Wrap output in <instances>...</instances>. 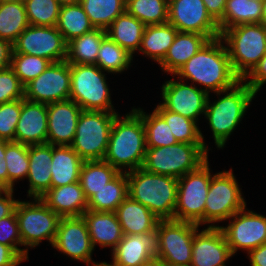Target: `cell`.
I'll return each instance as SVG.
<instances>
[{
    "mask_svg": "<svg viewBox=\"0 0 266 266\" xmlns=\"http://www.w3.org/2000/svg\"><path fill=\"white\" fill-rule=\"evenodd\" d=\"M223 43L220 36L210 39L174 75L203 85L208 94L231 89L241 79L234 73Z\"/></svg>",
    "mask_w": 266,
    "mask_h": 266,
    "instance_id": "obj_1",
    "label": "cell"
},
{
    "mask_svg": "<svg viewBox=\"0 0 266 266\" xmlns=\"http://www.w3.org/2000/svg\"><path fill=\"white\" fill-rule=\"evenodd\" d=\"M146 133L142 115L135 109L124 118L118 114L112 124L103 161L119 172L141 168L146 153Z\"/></svg>",
    "mask_w": 266,
    "mask_h": 266,
    "instance_id": "obj_2",
    "label": "cell"
},
{
    "mask_svg": "<svg viewBox=\"0 0 266 266\" xmlns=\"http://www.w3.org/2000/svg\"><path fill=\"white\" fill-rule=\"evenodd\" d=\"M128 196L147 207L160 220L174 219L178 179L150 173L143 168L126 171Z\"/></svg>",
    "mask_w": 266,
    "mask_h": 266,
    "instance_id": "obj_3",
    "label": "cell"
},
{
    "mask_svg": "<svg viewBox=\"0 0 266 266\" xmlns=\"http://www.w3.org/2000/svg\"><path fill=\"white\" fill-rule=\"evenodd\" d=\"M221 94L224 96L214 101L213 104L209 102L208 96L204 112L213 132L217 148L224 147L228 137L240 123L250 102L256 95L243 80L231 89L217 92V95L220 96Z\"/></svg>",
    "mask_w": 266,
    "mask_h": 266,
    "instance_id": "obj_4",
    "label": "cell"
},
{
    "mask_svg": "<svg viewBox=\"0 0 266 266\" xmlns=\"http://www.w3.org/2000/svg\"><path fill=\"white\" fill-rule=\"evenodd\" d=\"M234 73L243 80L266 54V27L241 24L221 32Z\"/></svg>",
    "mask_w": 266,
    "mask_h": 266,
    "instance_id": "obj_5",
    "label": "cell"
},
{
    "mask_svg": "<svg viewBox=\"0 0 266 266\" xmlns=\"http://www.w3.org/2000/svg\"><path fill=\"white\" fill-rule=\"evenodd\" d=\"M207 151L203 144L182 142L170 146L147 147L141 168L150 173L179 179L205 163L208 160Z\"/></svg>",
    "mask_w": 266,
    "mask_h": 266,
    "instance_id": "obj_6",
    "label": "cell"
},
{
    "mask_svg": "<svg viewBox=\"0 0 266 266\" xmlns=\"http://www.w3.org/2000/svg\"><path fill=\"white\" fill-rule=\"evenodd\" d=\"M97 65L70 64V98L84 111L115 112L106 77Z\"/></svg>",
    "mask_w": 266,
    "mask_h": 266,
    "instance_id": "obj_7",
    "label": "cell"
},
{
    "mask_svg": "<svg viewBox=\"0 0 266 266\" xmlns=\"http://www.w3.org/2000/svg\"><path fill=\"white\" fill-rule=\"evenodd\" d=\"M117 115L118 112L82 110L75 137L70 146L83 161L103 160L111 127Z\"/></svg>",
    "mask_w": 266,
    "mask_h": 266,
    "instance_id": "obj_8",
    "label": "cell"
},
{
    "mask_svg": "<svg viewBox=\"0 0 266 266\" xmlns=\"http://www.w3.org/2000/svg\"><path fill=\"white\" fill-rule=\"evenodd\" d=\"M198 227L187 221L159 220L156 259L166 266L191 265L193 238Z\"/></svg>",
    "mask_w": 266,
    "mask_h": 266,
    "instance_id": "obj_9",
    "label": "cell"
},
{
    "mask_svg": "<svg viewBox=\"0 0 266 266\" xmlns=\"http://www.w3.org/2000/svg\"><path fill=\"white\" fill-rule=\"evenodd\" d=\"M212 175L208 160L198 169L178 179L177 204L174 220L204 224L206 198Z\"/></svg>",
    "mask_w": 266,
    "mask_h": 266,
    "instance_id": "obj_10",
    "label": "cell"
},
{
    "mask_svg": "<svg viewBox=\"0 0 266 266\" xmlns=\"http://www.w3.org/2000/svg\"><path fill=\"white\" fill-rule=\"evenodd\" d=\"M15 213L22 245L34 248L44 239L53 245L61 217L41 198H34V202L18 201Z\"/></svg>",
    "mask_w": 266,
    "mask_h": 266,
    "instance_id": "obj_11",
    "label": "cell"
},
{
    "mask_svg": "<svg viewBox=\"0 0 266 266\" xmlns=\"http://www.w3.org/2000/svg\"><path fill=\"white\" fill-rule=\"evenodd\" d=\"M243 208L246 202L232 169L213 175L206 198L204 225L230 219Z\"/></svg>",
    "mask_w": 266,
    "mask_h": 266,
    "instance_id": "obj_12",
    "label": "cell"
},
{
    "mask_svg": "<svg viewBox=\"0 0 266 266\" xmlns=\"http://www.w3.org/2000/svg\"><path fill=\"white\" fill-rule=\"evenodd\" d=\"M13 53L43 57L51 63L66 61L67 43L56 26L29 25L13 44Z\"/></svg>",
    "mask_w": 266,
    "mask_h": 266,
    "instance_id": "obj_13",
    "label": "cell"
},
{
    "mask_svg": "<svg viewBox=\"0 0 266 266\" xmlns=\"http://www.w3.org/2000/svg\"><path fill=\"white\" fill-rule=\"evenodd\" d=\"M70 63H50L46 70L24 86V99L50 104L70 98Z\"/></svg>",
    "mask_w": 266,
    "mask_h": 266,
    "instance_id": "obj_14",
    "label": "cell"
},
{
    "mask_svg": "<svg viewBox=\"0 0 266 266\" xmlns=\"http://www.w3.org/2000/svg\"><path fill=\"white\" fill-rule=\"evenodd\" d=\"M168 23L180 32L220 36L218 23L207 12L203 0H169Z\"/></svg>",
    "mask_w": 266,
    "mask_h": 266,
    "instance_id": "obj_15",
    "label": "cell"
},
{
    "mask_svg": "<svg viewBox=\"0 0 266 266\" xmlns=\"http://www.w3.org/2000/svg\"><path fill=\"white\" fill-rule=\"evenodd\" d=\"M245 210L243 208L232 215L230 219L233 220L227 227L220 226L233 255L238 249L249 252L266 243V217Z\"/></svg>",
    "mask_w": 266,
    "mask_h": 266,
    "instance_id": "obj_16",
    "label": "cell"
},
{
    "mask_svg": "<svg viewBox=\"0 0 266 266\" xmlns=\"http://www.w3.org/2000/svg\"><path fill=\"white\" fill-rule=\"evenodd\" d=\"M209 94L195 85H187L182 80H168L162 85L161 104L165 109L196 121L204 114Z\"/></svg>",
    "mask_w": 266,
    "mask_h": 266,
    "instance_id": "obj_17",
    "label": "cell"
},
{
    "mask_svg": "<svg viewBox=\"0 0 266 266\" xmlns=\"http://www.w3.org/2000/svg\"><path fill=\"white\" fill-rule=\"evenodd\" d=\"M52 247L70 256L71 259L83 261L91 266L94 248L82 216L60 218Z\"/></svg>",
    "mask_w": 266,
    "mask_h": 266,
    "instance_id": "obj_18",
    "label": "cell"
},
{
    "mask_svg": "<svg viewBox=\"0 0 266 266\" xmlns=\"http://www.w3.org/2000/svg\"><path fill=\"white\" fill-rule=\"evenodd\" d=\"M198 231L193 238L191 265L226 266V260L233 254L220 226L211 224L200 233Z\"/></svg>",
    "mask_w": 266,
    "mask_h": 266,
    "instance_id": "obj_19",
    "label": "cell"
},
{
    "mask_svg": "<svg viewBox=\"0 0 266 266\" xmlns=\"http://www.w3.org/2000/svg\"><path fill=\"white\" fill-rule=\"evenodd\" d=\"M82 108L68 99L47 104V143L70 146Z\"/></svg>",
    "mask_w": 266,
    "mask_h": 266,
    "instance_id": "obj_20",
    "label": "cell"
},
{
    "mask_svg": "<svg viewBox=\"0 0 266 266\" xmlns=\"http://www.w3.org/2000/svg\"><path fill=\"white\" fill-rule=\"evenodd\" d=\"M114 266H143L157 255V233L123 235L112 252Z\"/></svg>",
    "mask_w": 266,
    "mask_h": 266,
    "instance_id": "obj_21",
    "label": "cell"
},
{
    "mask_svg": "<svg viewBox=\"0 0 266 266\" xmlns=\"http://www.w3.org/2000/svg\"><path fill=\"white\" fill-rule=\"evenodd\" d=\"M15 142L25 145L47 143V104L22 99Z\"/></svg>",
    "mask_w": 266,
    "mask_h": 266,
    "instance_id": "obj_22",
    "label": "cell"
},
{
    "mask_svg": "<svg viewBox=\"0 0 266 266\" xmlns=\"http://www.w3.org/2000/svg\"><path fill=\"white\" fill-rule=\"evenodd\" d=\"M41 200L60 217H81L88 207V199L79 181L51 187Z\"/></svg>",
    "mask_w": 266,
    "mask_h": 266,
    "instance_id": "obj_23",
    "label": "cell"
},
{
    "mask_svg": "<svg viewBox=\"0 0 266 266\" xmlns=\"http://www.w3.org/2000/svg\"><path fill=\"white\" fill-rule=\"evenodd\" d=\"M28 196L41 198L51 188L52 145H28Z\"/></svg>",
    "mask_w": 266,
    "mask_h": 266,
    "instance_id": "obj_24",
    "label": "cell"
},
{
    "mask_svg": "<svg viewBox=\"0 0 266 266\" xmlns=\"http://www.w3.org/2000/svg\"><path fill=\"white\" fill-rule=\"evenodd\" d=\"M84 218L93 248L98 243L102 248L112 247V251L123 238V231L115 212L86 210Z\"/></svg>",
    "mask_w": 266,
    "mask_h": 266,
    "instance_id": "obj_25",
    "label": "cell"
},
{
    "mask_svg": "<svg viewBox=\"0 0 266 266\" xmlns=\"http://www.w3.org/2000/svg\"><path fill=\"white\" fill-rule=\"evenodd\" d=\"M124 235H139L156 231L159 218L147 207L129 196L115 211Z\"/></svg>",
    "mask_w": 266,
    "mask_h": 266,
    "instance_id": "obj_26",
    "label": "cell"
},
{
    "mask_svg": "<svg viewBox=\"0 0 266 266\" xmlns=\"http://www.w3.org/2000/svg\"><path fill=\"white\" fill-rule=\"evenodd\" d=\"M210 39L206 35L193 32H177L166 56L159 63L164 72L175 74Z\"/></svg>",
    "mask_w": 266,
    "mask_h": 266,
    "instance_id": "obj_27",
    "label": "cell"
},
{
    "mask_svg": "<svg viewBox=\"0 0 266 266\" xmlns=\"http://www.w3.org/2000/svg\"><path fill=\"white\" fill-rule=\"evenodd\" d=\"M83 163L71 146L52 145L51 187L78 182Z\"/></svg>",
    "mask_w": 266,
    "mask_h": 266,
    "instance_id": "obj_28",
    "label": "cell"
},
{
    "mask_svg": "<svg viewBox=\"0 0 266 266\" xmlns=\"http://www.w3.org/2000/svg\"><path fill=\"white\" fill-rule=\"evenodd\" d=\"M146 25L127 11L106 29L107 36L130 54L139 50Z\"/></svg>",
    "mask_w": 266,
    "mask_h": 266,
    "instance_id": "obj_29",
    "label": "cell"
},
{
    "mask_svg": "<svg viewBox=\"0 0 266 266\" xmlns=\"http://www.w3.org/2000/svg\"><path fill=\"white\" fill-rule=\"evenodd\" d=\"M177 32L169 23L148 25L145 27L139 51L160 63L174 42Z\"/></svg>",
    "mask_w": 266,
    "mask_h": 266,
    "instance_id": "obj_30",
    "label": "cell"
},
{
    "mask_svg": "<svg viewBox=\"0 0 266 266\" xmlns=\"http://www.w3.org/2000/svg\"><path fill=\"white\" fill-rule=\"evenodd\" d=\"M128 197L126 170L96 191L88 199L87 210L96 212H115L117 207Z\"/></svg>",
    "mask_w": 266,
    "mask_h": 266,
    "instance_id": "obj_31",
    "label": "cell"
},
{
    "mask_svg": "<svg viewBox=\"0 0 266 266\" xmlns=\"http://www.w3.org/2000/svg\"><path fill=\"white\" fill-rule=\"evenodd\" d=\"M106 36V30L95 28L69 41L66 61L70 64L96 65L101 42Z\"/></svg>",
    "mask_w": 266,
    "mask_h": 266,
    "instance_id": "obj_32",
    "label": "cell"
},
{
    "mask_svg": "<svg viewBox=\"0 0 266 266\" xmlns=\"http://www.w3.org/2000/svg\"><path fill=\"white\" fill-rule=\"evenodd\" d=\"M262 2L256 0H227L223 17L217 22L220 33L241 24H259Z\"/></svg>",
    "mask_w": 266,
    "mask_h": 266,
    "instance_id": "obj_33",
    "label": "cell"
},
{
    "mask_svg": "<svg viewBox=\"0 0 266 266\" xmlns=\"http://www.w3.org/2000/svg\"><path fill=\"white\" fill-rule=\"evenodd\" d=\"M29 25L23 1H0V39L13 45Z\"/></svg>",
    "mask_w": 266,
    "mask_h": 266,
    "instance_id": "obj_34",
    "label": "cell"
},
{
    "mask_svg": "<svg viewBox=\"0 0 266 266\" xmlns=\"http://www.w3.org/2000/svg\"><path fill=\"white\" fill-rule=\"evenodd\" d=\"M56 27L66 43L95 29L80 3L61 6Z\"/></svg>",
    "mask_w": 266,
    "mask_h": 266,
    "instance_id": "obj_35",
    "label": "cell"
},
{
    "mask_svg": "<svg viewBox=\"0 0 266 266\" xmlns=\"http://www.w3.org/2000/svg\"><path fill=\"white\" fill-rule=\"evenodd\" d=\"M120 172L111 164L100 161H84L79 182L86 198L89 199L96 191L113 180Z\"/></svg>",
    "mask_w": 266,
    "mask_h": 266,
    "instance_id": "obj_36",
    "label": "cell"
},
{
    "mask_svg": "<svg viewBox=\"0 0 266 266\" xmlns=\"http://www.w3.org/2000/svg\"><path fill=\"white\" fill-rule=\"evenodd\" d=\"M80 4L94 28L104 30L126 11V0H81Z\"/></svg>",
    "mask_w": 266,
    "mask_h": 266,
    "instance_id": "obj_37",
    "label": "cell"
},
{
    "mask_svg": "<svg viewBox=\"0 0 266 266\" xmlns=\"http://www.w3.org/2000/svg\"><path fill=\"white\" fill-rule=\"evenodd\" d=\"M155 110L165 119L177 142L203 144L207 148L196 121L165 109L161 103Z\"/></svg>",
    "mask_w": 266,
    "mask_h": 266,
    "instance_id": "obj_38",
    "label": "cell"
},
{
    "mask_svg": "<svg viewBox=\"0 0 266 266\" xmlns=\"http://www.w3.org/2000/svg\"><path fill=\"white\" fill-rule=\"evenodd\" d=\"M169 0H126V11L148 25L168 23Z\"/></svg>",
    "mask_w": 266,
    "mask_h": 266,
    "instance_id": "obj_39",
    "label": "cell"
},
{
    "mask_svg": "<svg viewBox=\"0 0 266 266\" xmlns=\"http://www.w3.org/2000/svg\"><path fill=\"white\" fill-rule=\"evenodd\" d=\"M132 60V54L106 36L101 42L96 65L108 73H121L128 69Z\"/></svg>",
    "mask_w": 266,
    "mask_h": 266,
    "instance_id": "obj_40",
    "label": "cell"
},
{
    "mask_svg": "<svg viewBox=\"0 0 266 266\" xmlns=\"http://www.w3.org/2000/svg\"><path fill=\"white\" fill-rule=\"evenodd\" d=\"M136 110L142 115L147 147L170 146L177 143L167 122L155 109L149 115L140 108Z\"/></svg>",
    "mask_w": 266,
    "mask_h": 266,
    "instance_id": "obj_41",
    "label": "cell"
},
{
    "mask_svg": "<svg viewBox=\"0 0 266 266\" xmlns=\"http://www.w3.org/2000/svg\"><path fill=\"white\" fill-rule=\"evenodd\" d=\"M4 159L8 171V189L14 190V182L28 176V145L6 141Z\"/></svg>",
    "mask_w": 266,
    "mask_h": 266,
    "instance_id": "obj_42",
    "label": "cell"
},
{
    "mask_svg": "<svg viewBox=\"0 0 266 266\" xmlns=\"http://www.w3.org/2000/svg\"><path fill=\"white\" fill-rule=\"evenodd\" d=\"M23 2L30 25H57L62 6L57 0H23Z\"/></svg>",
    "mask_w": 266,
    "mask_h": 266,
    "instance_id": "obj_43",
    "label": "cell"
},
{
    "mask_svg": "<svg viewBox=\"0 0 266 266\" xmlns=\"http://www.w3.org/2000/svg\"><path fill=\"white\" fill-rule=\"evenodd\" d=\"M51 62L43 57L12 53L10 68L25 86L43 73Z\"/></svg>",
    "mask_w": 266,
    "mask_h": 266,
    "instance_id": "obj_44",
    "label": "cell"
},
{
    "mask_svg": "<svg viewBox=\"0 0 266 266\" xmlns=\"http://www.w3.org/2000/svg\"><path fill=\"white\" fill-rule=\"evenodd\" d=\"M22 99L0 104V140L15 142L16 125L20 117Z\"/></svg>",
    "mask_w": 266,
    "mask_h": 266,
    "instance_id": "obj_45",
    "label": "cell"
},
{
    "mask_svg": "<svg viewBox=\"0 0 266 266\" xmlns=\"http://www.w3.org/2000/svg\"><path fill=\"white\" fill-rule=\"evenodd\" d=\"M0 243L10 246L23 260H28V250L17 246L22 242L15 212L0 220Z\"/></svg>",
    "mask_w": 266,
    "mask_h": 266,
    "instance_id": "obj_46",
    "label": "cell"
},
{
    "mask_svg": "<svg viewBox=\"0 0 266 266\" xmlns=\"http://www.w3.org/2000/svg\"><path fill=\"white\" fill-rule=\"evenodd\" d=\"M24 98V85L9 67L0 70V104Z\"/></svg>",
    "mask_w": 266,
    "mask_h": 266,
    "instance_id": "obj_47",
    "label": "cell"
},
{
    "mask_svg": "<svg viewBox=\"0 0 266 266\" xmlns=\"http://www.w3.org/2000/svg\"><path fill=\"white\" fill-rule=\"evenodd\" d=\"M248 78H252L247 82ZM256 94L266 83V54L260 59L253 70L243 79Z\"/></svg>",
    "mask_w": 266,
    "mask_h": 266,
    "instance_id": "obj_48",
    "label": "cell"
},
{
    "mask_svg": "<svg viewBox=\"0 0 266 266\" xmlns=\"http://www.w3.org/2000/svg\"><path fill=\"white\" fill-rule=\"evenodd\" d=\"M3 197L0 195V220L4 217H8L15 212L16 205L19 200H14L13 190L8 189L4 193Z\"/></svg>",
    "mask_w": 266,
    "mask_h": 266,
    "instance_id": "obj_49",
    "label": "cell"
},
{
    "mask_svg": "<svg viewBox=\"0 0 266 266\" xmlns=\"http://www.w3.org/2000/svg\"><path fill=\"white\" fill-rule=\"evenodd\" d=\"M23 261L10 246L0 243V266H18Z\"/></svg>",
    "mask_w": 266,
    "mask_h": 266,
    "instance_id": "obj_50",
    "label": "cell"
},
{
    "mask_svg": "<svg viewBox=\"0 0 266 266\" xmlns=\"http://www.w3.org/2000/svg\"><path fill=\"white\" fill-rule=\"evenodd\" d=\"M227 0H203L207 12L218 22L224 14Z\"/></svg>",
    "mask_w": 266,
    "mask_h": 266,
    "instance_id": "obj_51",
    "label": "cell"
},
{
    "mask_svg": "<svg viewBox=\"0 0 266 266\" xmlns=\"http://www.w3.org/2000/svg\"><path fill=\"white\" fill-rule=\"evenodd\" d=\"M13 53V45L0 39V70L10 67V61Z\"/></svg>",
    "mask_w": 266,
    "mask_h": 266,
    "instance_id": "obj_52",
    "label": "cell"
},
{
    "mask_svg": "<svg viewBox=\"0 0 266 266\" xmlns=\"http://www.w3.org/2000/svg\"><path fill=\"white\" fill-rule=\"evenodd\" d=\"M251 266H266V243L248 252Z\"/></svg>",
    "mask_w": 266,
    "mask_h": 266,
    "instance_id": "obj_53",
    "label": "cell"
},
{
    "mask_svg": "<svg viewBox=\"0 0 266 266\" xmlns=\"http://www.w3.org/2000/svg\"><path fill=\"white\" fill-rule=\"evenodd\" d=\"M6 141L0 140V182L8 188V171L5 158Z\"/></svg>",
    "mask_w": 266,
    "mask_h": 266,
    "instance_id": "obj_54",
    "label": "cell"
},
{
    "mask_svg": "<svg viewBox=\"0 0 266 266\" xmlns=\"http://www.w3.org/2000/svg\"><path fill=\"white\" fill-rule=\"evenodd\" d=\"M260 24L266 27V0L262 2V17H261Z\"/></svg>",
    "mask_w": 266,
    "mask_h": 266,
    "instance_id": "obj_55",
    "label": "cell"
},
{
    "mask_svg": "<svg viewBox=\"0 0 266 266\" xmlns=\"http://www.w3.org/2000/svg\"><path fill=\"white\" fill-rule=\"evenodd\" d=\"M143 266H166V265L162 261L155 258L154 260L148 262L146 265Z\"/></svg>",
    "mask_w": 266,
    "mask_h": 266,
    "instance_id": "obj_56",
    "label": "cell"
},
{
    "mask_svg": "<svg viewBox=\"0 0 266 266\" xmlns=\"http://www.w3.org/2000/svg\"><path fill=\"white\" fill-rule=\"evenodd\" d=\"M62 6L70 4H78L81 0H57Z\"/></svg>",
    "mask_w": 266,
    "mask_h": 266,
    "instance_id": "obj_57",
    "label": "cell"
},
{
    "mask_svg": "<svg viewBox=\"0 0 266 266\" xmlns=\"http://www.w3.org/2000/svg\"><path fill=\"white\" fill-rule=\"evenodd\" d=\"M92 266H114V265L106 263V262L95 263V262L92 261Z\"/></svg>",
    "mask_w": 266,
    "mask_h": 266,
    "instance_id": "obj_58",
    "label": "cell"
},
{
    "mask_svg": "<svg viewBox=\"0 0 266 266\" xmlns=\"http://www.w3.org/2000/svg\"><path fill=\"white\" fill-rule=\"evenodd\" d=\"M7 190L8 188L0 182V195H3Z\"/></svg>",
    "mask_w": 266,
    "mask_h": 266,
    "instance_id": "obj_59",
    "label": "cell"
},
{
    "mask_svg": "<svg viewBox=\"0 0 266 266\" xmlns=\"http://www.w3.org/2000/svg\"><path fill=\"white\" fill-rule=\"evenodd\" d=\"M0 1H23V0H0Z\"/></svg>",
    "mask_w": 266,
    "mask_h": 266,
    "instance_id": "obj_60",
    "label": "cell"
}]
</instances>
